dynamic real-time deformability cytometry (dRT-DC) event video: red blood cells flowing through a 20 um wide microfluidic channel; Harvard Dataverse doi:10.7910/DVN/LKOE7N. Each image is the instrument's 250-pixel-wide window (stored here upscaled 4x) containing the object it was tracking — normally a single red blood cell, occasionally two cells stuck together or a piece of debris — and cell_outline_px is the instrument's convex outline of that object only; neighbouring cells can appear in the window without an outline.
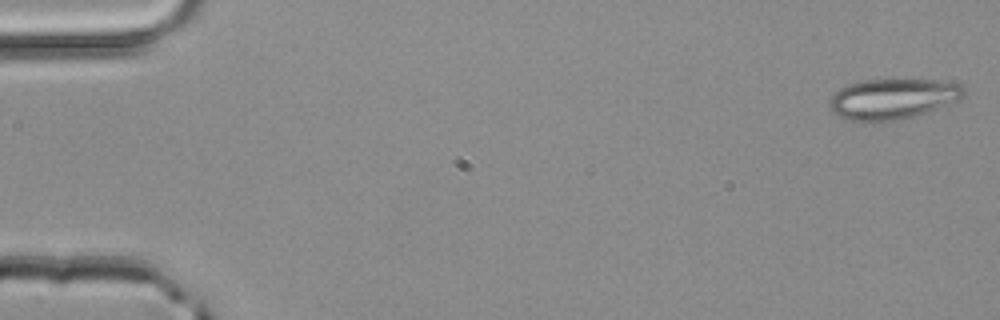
{"species": "common noctule bat (a hibernating species)", "species_latin": "Nyctalus noctula", "temperature_condition": "room temperature", "stored_images_in_passage": 4, "camera_frame_rate_fps": 3000, "um_per_image_px": 0.085, "animal": {"sex": "male", "body_mass_g": 20.4}, "frame": {"image": 1, "passage_image": 1, "time_ms": 0.0, "image_size_px": [1000, 320], "cell_outline_px": [[964, 96], [960, 100], [916, 116], [900, 120], [880, 124], [852, 120], [840, 116], [832, 112], [828, 104], [828, 100], [840, 88], [864, 80], [904, 76], [940, 80], [960, 84], [964, 92]], "centroid_in_image_um": [75.91, 8.38], "position_along_channel_um": 9.1, "area_um2": 33.12}}